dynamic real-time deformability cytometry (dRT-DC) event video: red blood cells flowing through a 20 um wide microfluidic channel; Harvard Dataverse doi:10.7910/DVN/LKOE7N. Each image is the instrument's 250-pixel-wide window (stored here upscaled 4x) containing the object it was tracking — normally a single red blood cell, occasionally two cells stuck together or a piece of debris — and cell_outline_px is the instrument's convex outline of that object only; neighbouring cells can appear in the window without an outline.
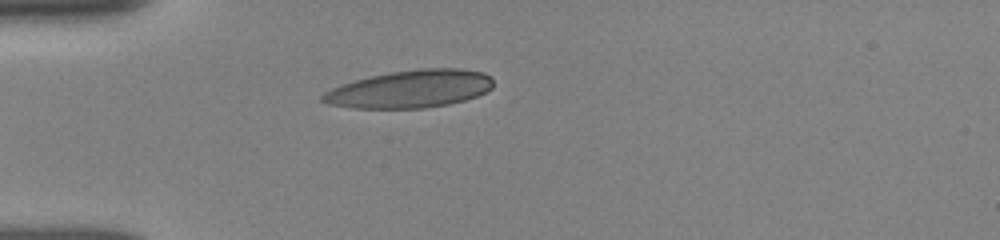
{"species": "human", "species_latin": "Homo sapiens", "temperature_condition": "room temperature", "stored_images_in_passage": 8, "camera_frame_rate_fps": 3000, "um_per_image_px": 0.085, "donor": {"sex": "female"}, "frame": {"image": 1, "passage_image": 1, "time_ms": 0.0, "image_size_px": [1000, 240], "cell_outline_px": [[492, 88], [476, 96], [464, 100], [448, 104], [424, 108], [352, 108], [328, 104], [320, 100], [320, 96], [324, 92], [332, 88], [356, 80], [372, 76], [392, 72], [420, 68], [460, 68], [484, 72], [492, 80]], "centroid_in_image_um": [34.86, 7.57], "position_along_channel_um": 50.1, "area_um2": 37.22}}
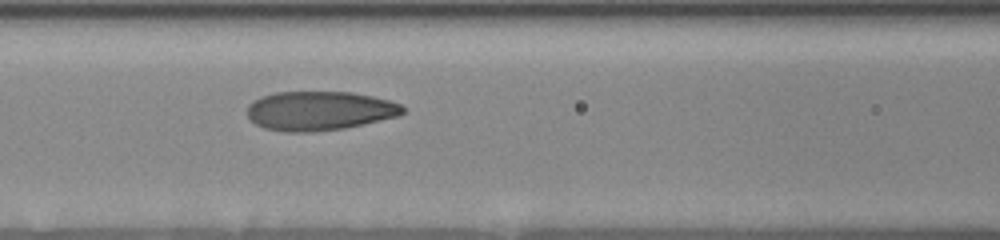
{"frame": {"image": 2, "passage_image": 5, "time_ms": 2.667, "image_size_px": [1000, 240], "cell_outline_px": [[404, 112], [400, 116], [364, 124], [344, 128], [316, 132], [284, 132], [264, 128], [256, 124], [248, 116], [248, 104], [252, 100], [260, 96], [276, 92], [352, 92], [372, 96], [388, 100], [400, 104], [404, 108]], "centroid_in_image_um": [27.14, 9.42], "position_along_channel_um": 139.5, "area_um2": 35.72}}
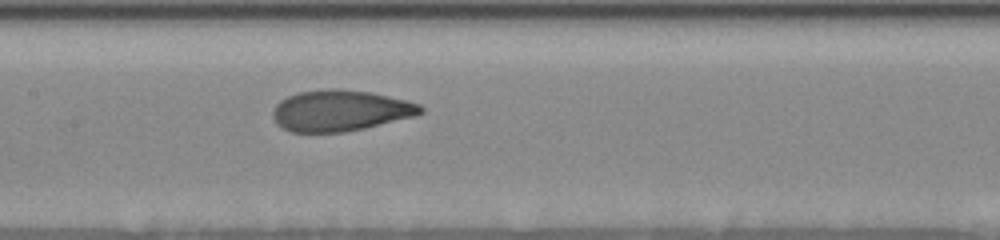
{"frame": {"image": 3, "passage_image": 8, "time_ms": 3.667, "image_size_px": [1000, 240], "cell_outline_px": [[424, 112], [416, 116], [364, 128], [344, 132], [292, 132], [276, 124], [272, 116], [272, 112], [276, 104], [280, 100], [296, 92], [328, 88], [336, 88], [372, 92], [408, 100], [420, 104], [424, 108]], "centroid_in_image_um": [28.94, 9.39], "position_along_channel_um": 178.5, "area_um2": 35.72}}